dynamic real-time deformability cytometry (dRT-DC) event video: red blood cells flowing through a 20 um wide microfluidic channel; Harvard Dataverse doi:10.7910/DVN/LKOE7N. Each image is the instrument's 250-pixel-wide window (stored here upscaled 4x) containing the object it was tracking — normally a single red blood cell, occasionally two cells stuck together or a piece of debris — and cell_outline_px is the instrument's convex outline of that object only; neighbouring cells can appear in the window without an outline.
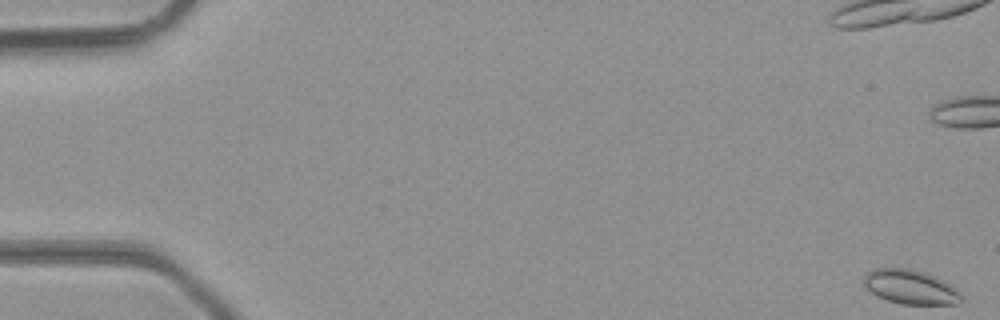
{"species": "common noctule bat (a hibernating species)", "species_latin": "Nyctalus noctula", "temperature_condition": "room temperature", "stored_images_in_passage": 49, "camera_frame_rate_fps": 3000, "um_per_image_px": 0.085, "animal": {"sex": "male", "body_mass_g": 23.1, "forearm_length_mm": 52.7}, "frame": {"image": 1, "passage_image": 1, "time_ms": 0.0, "image_size_px": [1000, 320], "cell_outline_px": [[964, 300], [960, 304], [900, 304], [888, 300], [872, 292], [864, 284], [864, 272], [872, 268], [908, 268], [924, 272], [948, 284], [960, 292]], "centroid_in_image_um": [77.38, 24.39], "position_along_channel_um": 7.6, "area_um2": 19.31}}